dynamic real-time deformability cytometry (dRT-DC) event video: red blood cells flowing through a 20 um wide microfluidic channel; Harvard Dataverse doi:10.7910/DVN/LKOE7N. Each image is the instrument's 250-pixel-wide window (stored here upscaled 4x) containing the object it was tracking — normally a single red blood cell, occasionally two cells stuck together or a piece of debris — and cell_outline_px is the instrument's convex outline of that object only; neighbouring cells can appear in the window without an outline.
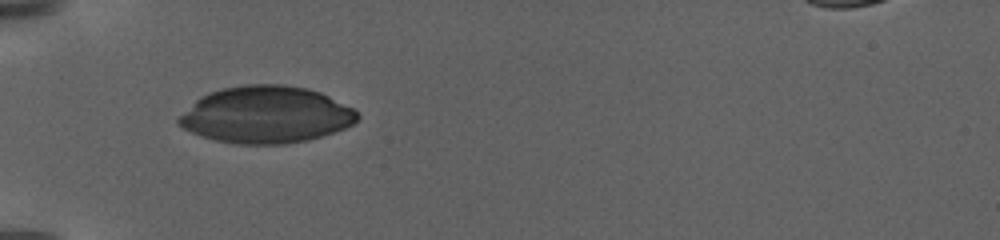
{"species": "human", "species_latin": "Homo sapiens", "temperature_condition": "warm", "stored_images_in_passage": 43, "camera_frame_rate_fps": 3000, "um_per_image_px": 0.085, "donor": {"sex": "female"}, "frame": {"image": 1, "passage_image": 1, "time_ms": 0.0, "image_size_px": [1000, 240], "cell_outline_px": [[360, 116], [352, 124], [344, 128], [308, 140], [284, 144], [236, 144], [216, 140], [192, 132], [176, 124], [176, 120], [200, 96], [208, 92], [220, 88], [244, 84], [284, 84], [308, 88], [320, 92], [352, 108]], "centroid_in_image_um": [22.59, 9.74], "position_along_channel_um": 62.4, "area_um2": 59.07}}
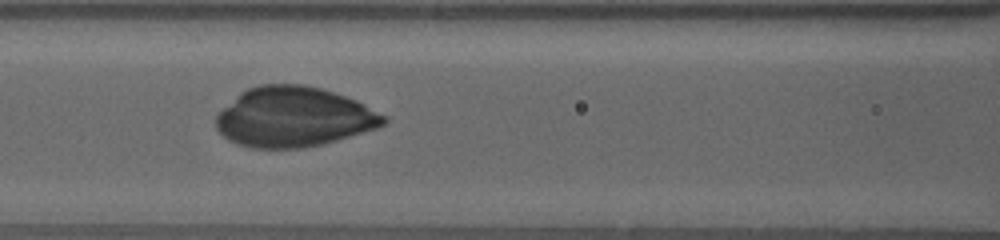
{"frame": {"image": 2, "passage_image": 15, "time_ms": 3.0, "image_size_px": [1000, 240], "cell_outline_px": [[388, 120], [384, 124], [376, 128], [324, 144], [304, 148], [252, 148], [236, 144], [228, 140], [216, 128], [216, 116], [240, 92], [248, 88], [260, 84], [304, 84], [320, 88], [356, 100], [384, 116]], "centroid_in_image_um": [24.93, 9.95], "position_along_channel_um": 141.7, "area_um2": 58.26}}
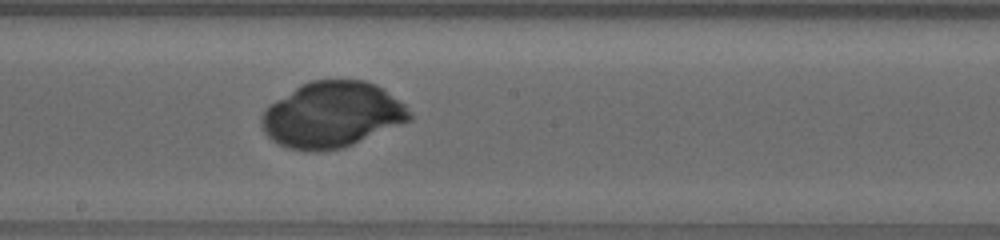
{"frame": {"image": 3, "passage_image": 29, "time_ms": 5.667, "image_size_px": [1000, 240], "cell_outline_px": [[412, 116], [408, 120], [344, 148], [320, 152], [308, 152], [288, 148], [272, 140], [264, 132], [260, 124], [260, 116], [268, 104], [300, 84], [312, 80], [364, 80], [376, 84], [384, 88], [404, 104]], "centroid_in_image_um": [28.16, 9.75], "position_along_channel_um": 220.0, "area_um2": 56.88}}